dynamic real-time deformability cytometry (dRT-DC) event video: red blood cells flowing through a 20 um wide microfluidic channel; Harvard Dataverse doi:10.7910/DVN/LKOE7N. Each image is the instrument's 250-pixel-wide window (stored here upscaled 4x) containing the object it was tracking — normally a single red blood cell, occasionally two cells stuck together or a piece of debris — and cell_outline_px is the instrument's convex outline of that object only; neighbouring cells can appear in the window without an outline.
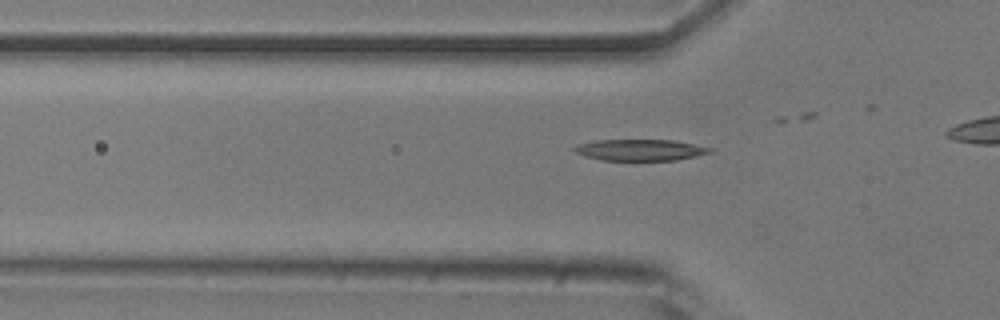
{"species": "common noctule bat (a hibernating species)", "species_latin": "Nyctalus noctula", "temperature_condition": "room temperature", "stored_images_in_passage": 12, "camera_frame_rate_fps": 3000, "um_per_image_px": 0.085, "animal": {"sex": "male", "body_mass_g": 20.5, "forearm_length_mm": 52.5}, "frame": {"image": 1, "passage_image": 6, "time_ms": 1.667, "image_size_px": [1000, 320], "cell_outline_px": [[712, 152], [696, 156], [676, 160], [600, 160], [576, 152], [572, 148], [576, 144], [596, 140], [676, 140], [712, 148]], "centroid_in_image_um": [54.42, 12.74], "position_along_channel_um": 71.4, "area_um2": 16.76}}
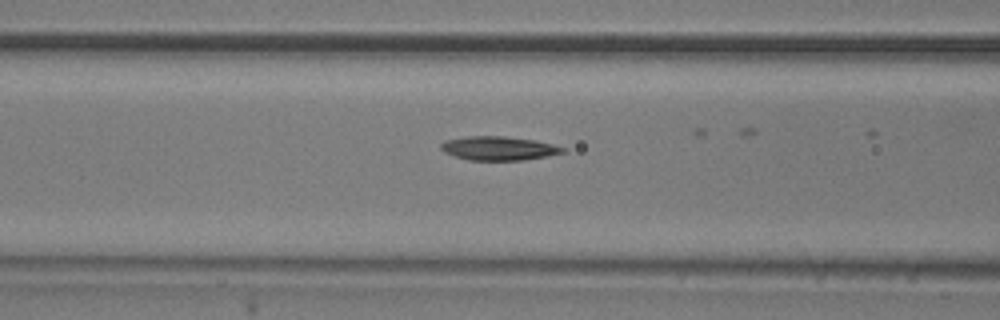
{"frame": {"image": 2, "passage_image": 10, "time_ms": 3.0, "image_size_px": [1000, 320], "cell_outline_px": [[568, 148], [564, 152], [524, 160], [468, 160], [444, 152], [440, 148], [440, 144], [444, 140], [468, 136], [504, 136], [536, 140]], "centroid_in_image_um": [42.38, 12.6], "position_along_channel_um": 124.2, "area_um2": 16.94}}